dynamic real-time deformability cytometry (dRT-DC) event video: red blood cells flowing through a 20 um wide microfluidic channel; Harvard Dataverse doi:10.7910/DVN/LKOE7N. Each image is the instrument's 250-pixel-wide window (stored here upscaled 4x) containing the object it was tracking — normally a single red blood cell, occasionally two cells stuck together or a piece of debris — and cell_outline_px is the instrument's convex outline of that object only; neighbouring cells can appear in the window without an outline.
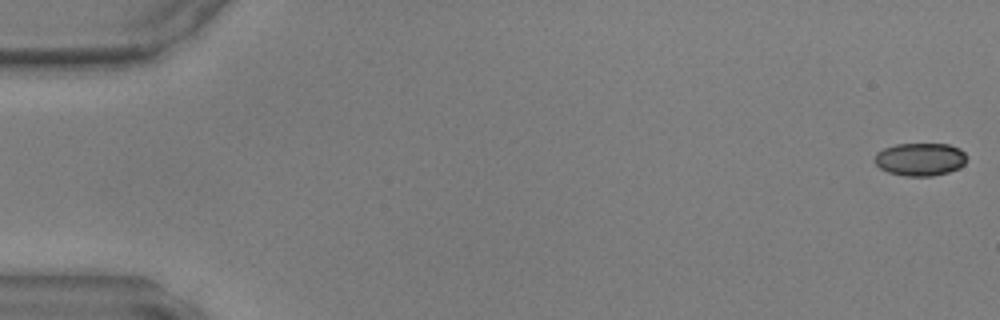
{"species": "common noctule bat (a hibernating species)", "species_latin": "Nyctalus noctula", "temperature_condition": "warm", "stored_images_in_passage": 48, "camera_frame_rate_fps": 3000, "um_per_image_px": 0.085, "animal": {"sex": "male", "body_mass_g": 17.9, "forearm_length_mm": 54.2}, "frame": {"image": 1, "passage_image": 1, "time_ms": 0.0, "image_size_px": [1000, 320], "cell_outline_px": [[964, 164], [960, 168], [948, 172], [932, 176], [908, 176], [888, 172], [880, 168], [872, 160], [876, 152], [884, 148], [896, 144], [948, 144], [960, 148], [964, 152]], "centroid_in_image_um": [78.18, 13.53], "position_along_channel_um": 6.8, "area_um2": 17.69}}
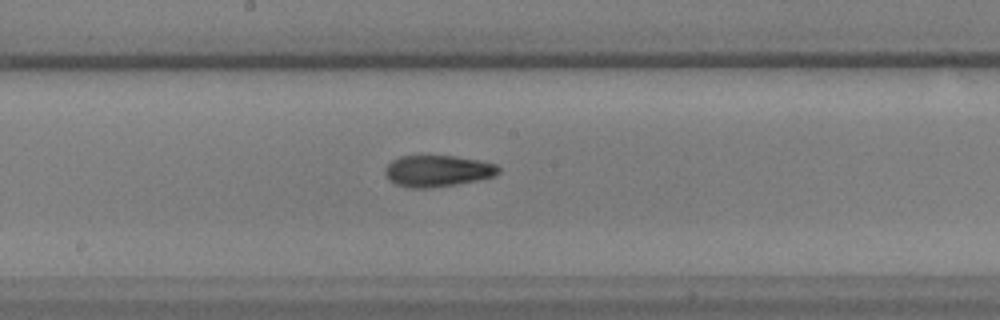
{"frame": {"image": 2, "passage_image": 26, "time_ms": 8.333, "image_size_px": [1000, 320], "cell_outline_px": [[500, 172], [496, 176], [456, 184], [432, 188], [408, 188], [396, 184], [388, 180], [384, 172], [384, 168], [392, 160], [400, 156], [456, 156], [480, 160], [496, 164], [500, 168]], "centroid_in_image_um": [37.18, 14.53], "position_along_channel_um": 211.0, "area_um2": 20.98}}
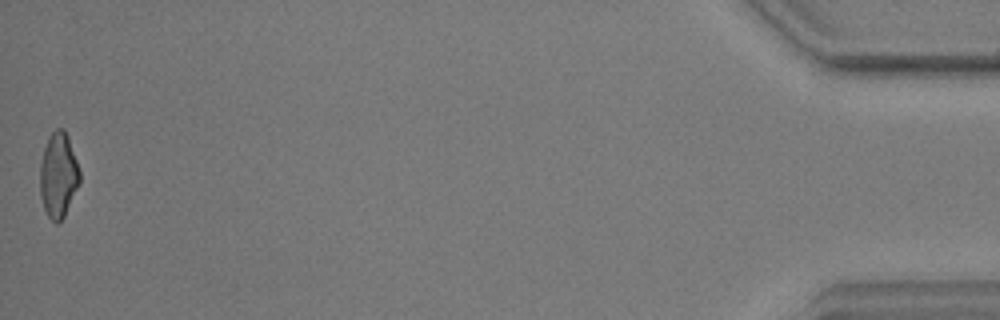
{"frame": {"image": 3, "passage_image": 48, "time_ms": 15.667, "image_size_px": [1000, 320], "cell_outline_px": [[80, 180], [64, 216], [56, 224], [48, 216], [44, 208], [40, 196], [40, 164], [44, 148], [48, 136], [56, 128], [64, 128], [68, 136], [80, 172]], "centroid_in_image_um": [4.94, 14.85], "position_along_channel_um": 430.3, "area_um2": 19.48}}